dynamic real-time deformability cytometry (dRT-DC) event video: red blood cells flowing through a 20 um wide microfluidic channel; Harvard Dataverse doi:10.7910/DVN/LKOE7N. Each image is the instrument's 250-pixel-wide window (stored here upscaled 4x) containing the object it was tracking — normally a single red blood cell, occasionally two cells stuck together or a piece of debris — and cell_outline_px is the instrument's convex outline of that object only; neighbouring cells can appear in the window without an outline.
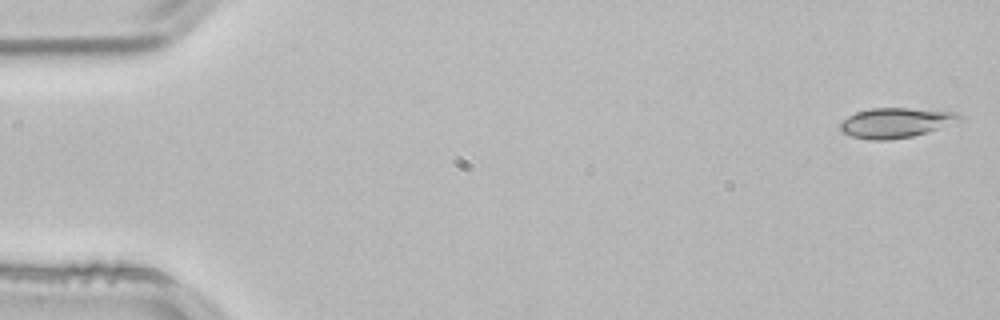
{"species": "common noctule bat (a hibernating species)", "species_latin": "Nyctalus noctula", "temperature_condition": "room temperature", "stored_images_in_passage": 52, "camera_frame_rate_fps": 3000, "um_per_image_px": 0.085, "animal": {"sex": "male", "body_mass_g": 21.5, "forearm_length_mm": 52.0}, "frame": {"image": 1, "passage_image": 1, "time_ms": 0.0, "image_size_px": [1000, 320], "cell_outline_px": [[964, 120], [912, 136], [888, 140], [868, 140], [852, 136], [840, 132], [840, 124], [848, 116], [856, 112], [872, 108], [908, 108], [956, 112], [964, 116]], "centroid_in_image_um": [76.14, 10.43], "position_along_channel_um": 8.9, "area_um2": 20.75}}
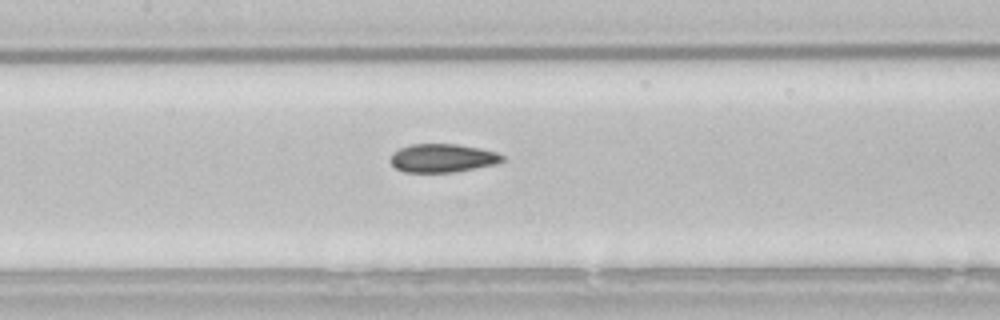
{"frame": {"image": 2, "passage_image": 24, "time_ms": 7.667, "image_size_px": [1000, 320], "cell_outline_px": [[504, 160], [496, 164], [452, 172], [404, 172], [396, 168], [388, 160], [392, 152], [400, 148], [412, 144], [456, 144], [480, 148], [496, 152], [504, 156]], "centroid_in_image_um": [37.58, 13.43], "position_along_channel_um": 169.8, "area_um2": 18.55}}
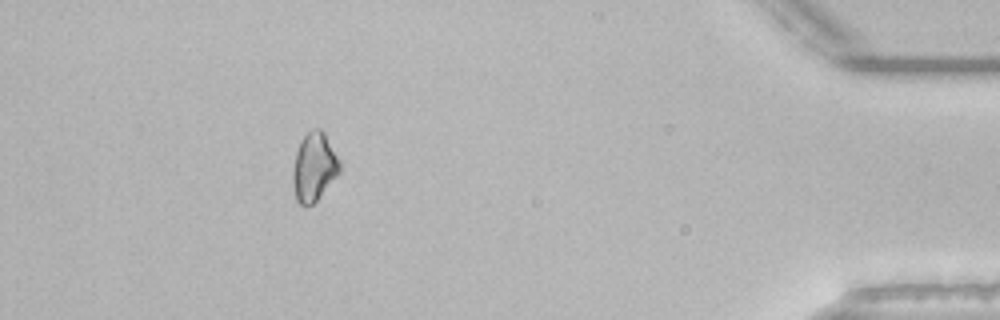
{"frame": {"image": 3, "passage_image": 47, "time_ms": 15.333, "image_size_px": [1000, 320], "cell_outline_px": [[340, 172], [316, 200], [312, 204], [304, 208], [296, 200], [292, 184], [292, 168], [296, 152], [304, 136], [312, 128], [320, 128], [324, 132], [340, 160]], "centroid_in_image_um": [26.68, 14.21], "position_along_channel_um": 408.5, "area_um2": 18.73}, "authors_computed_cell_mechanics": {"area_um2": 18.9006, "velocity_mm_per_s": 3.8571, "shape_relaxation_time_tau1_ms": 7.9769, "shape_relaxation_time_tau2_ms": null, "deformation_change_tau1": 0.1138, "deformation_change_tau2": null}}